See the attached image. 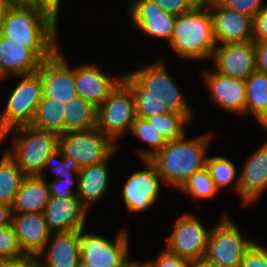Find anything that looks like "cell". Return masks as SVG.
I'll return each mask as SVG.
<instances>
[{"instance_id":"obj_21","label":"cell","mask_w":267,"mask_h":267,"mask_svg":"<svg viewBox=\"0 0 267 267\" xmlns=\"http://www.w3.org/2000/svg\"><path fill=\"white\" fill-rule=\"evenodd\" d=\"M11 224L24 254L42 253L52 233L43 213L12 214Z\"/></svg>"},{"instance_id":"obj_12","label":"cell","mask_w":267,"mask_h":267,"mask_svg":"<svg viewBox=\"0 0 267 267\" xmlns=\"http://www.w3.org/2000/svg\"><path fill=\"white\" fill-rule=\"evenodd\" d=\"M209 233L199 219L183 214L175 221L165 248L189 261L205 258Z\"/></svg>"},{"instance_id":"obj_26","label":"cell","mask_w":267,"mask_h":267,"mask_svg":"<svg viewBox=\"0 0 267 267\" xmlns=\"http://www.w3.org/2000/svg\"><path fill=\"white\" fill-rule=\"evenodd\" d=\"M244 82L246 114L252 113L260 126L267 130V74L256 70Z\"/></svg>"},{"instance_id":"obj_50","label":"cell","mask_w":267,"mask_h":267,"mask_svg":"<svg viewBox=\"0 0 267 267\" xmlns=\"http://www.w3.org/2000/svg\"><path fill=\"white\" fill-rule=\"evenodd\" d=\"M140 267H156L155 263L153 262V260L148 261V262H143L140 263Z\"/></svg>"},{"instance_id":"obj_34","label":"cell","mask_w":267,"mask_h":267,"mask_svg":"<svg viewBox=\"0 0 267 267\" xmlns=\"http://www.w3.org/2000/svg\"><path fill=\"white\" fill-rule=\"evenodd\" d=\"M24 255L12 224L0 226V259L16 258Z\"/></svg>"},{"instance_id":"obj_10","label":"cell","mask_w":267,"mask_h":267,"mask_svg":"<svg viewBox=\"0 0 267 267\" xmlns=\"http://www.w3.org/2000/svg\"><path fill=\"white\" fill-rule=\"evenodd\" d=\"M58 48L56 43H18L0 35V71L6 78L35 73Z\"/></svg>"},{"instance_id":"obj_16","label":"cell","mask_w":267,"mask_h":267,"mask_svg":"<svg viewBox=\"0 0 267 267\" xmlns=\"http://www.w3.org/2000/svg\"><path fill=\"white\" fill-rule=\"evenodd\" d=\"M217 45L253 40V18L208 0Z\"/></svg>"},{"instance_id":"obj_8","label":"cell","mask_w":267,"mask_h":267,"mask_svg":"<svg viewBox=\"0 0 267 267\" xmlns=\"http://www.w3.org/2000/svg\"><path fill=\"white\" fill-rule=\"evenodd\" d=\"M58 148L80 168L107 161L119 149L117 143L96 127L59 134Z\"/></svg>"},{"instance_id":"obj_47","label":"cell","mask_w":267,"mask_h":267,"mask_svg":"<svg viewBox=\"0 0 267 267\" xmlns=\"http://www.w3.org/2000/svg\"><path fill=\"white\" fill-rule=\"evenodd\" d=\"M193 7L201 6L208 3V0H187Z\"/></svg>"},{"instance_id":"obj_53","label":"cell","mask_w":267,"mask_h":267,"mask_svg":"<svg viewBox=\"0 0 267 267\" xmlns=\"http://www.w3.org/2000/svg\"><path fill=\"white\" fill-rule=\"evenodd\" d=\"M6 77L3 75V73L0 71V82L1 80L5 79Z\"/></svg>"},{"instance_id":"obj_1","label":"cell","mask_w":267,"mask_h":267,"mask_svg":"<svg viewBox=\"0 0 267 267\" xmlns=\"http://www.w3.org/2000/svg\"><path fill=\"white\" fill-rule=\"evenodd\" d=\"M165 64L162 59L156 60L123 75V80L133 91L136 117L146 119L170 111L194 113Z\"/></svg>"},{"instance_id":"obj_17","label":"cell","mask_w":267,"mask_h":267,"mask_svg":"<svg viewBox=\"0 0 267 267\" xmlns=\"http://www.w3.org/2000/svg\"><path fill=\"white\" fill-rule=\"evenodd\" d=\"M128 7L131 26L154 39L170 41L177 16L162 11L154 0H132Z\"/></svg>"},{"instance_id":"obj_36","label":"cell","mask_w":267,"mask_h":267,"mask_svg":"<svg viewBox=\"0 0 267 267\" xmlns=\"http://www.w3.org/2000/svg\"><path fill=\"white\" fill-rule=\"evenodd\" d=\"M74 173V174H73ZM74 179L72 176H74ZM76 179V180H75ZM78 172L65 171L63 179H53L52 182H48L50 197L69 198L77 195L78 192ZM77 181L76 190L72 191V184Z\"/></svg>"},{"instance_id":"obj_52","label":"cell","mask_w":267,"mask_h":267,"mask_svg":"<svg viewBox=\"0 0 267 267\" xmlns=\"http://www.w3.org/2000/svg\"><path fill=\"white\" fill-rule=\"evenodd\" d=\"M8 2L27 3L29 0H7Z\"/></svg>"},{"instance_id":"obj_13","label":"cell","mask_w":267,"mask_h":267,"mask_svg":"<svg viewBox=\"0 0 267 267\" xmlns=\"http://www.w3.org/2000/svg\"><path fill=\"white\" fill-rule=\"evenodd\" d=\"M146 170H137L129 175L123 185L122 195L128 211L137 213L146 211L156 204L162 178L156 165L150 160H142Z\"/></svg>"},{"instance_id":"obj_27","label":"cell","mask_w":267,"mask_h":267,"mask_svg":"<svg viewBox=\"0 0 267 267\" xmlns=\"http://www.w3.org/2000/svg\"><path fill=\"white\" fill-rule=\"evenodd\" d=\"M97 126V108L77 95L65 103L64 132L88 130Z\"/></svg>"},{"instance_id":"obj_15","label":"cell","mask_w":267,"mask_h":267,"mask_svg":"<svg viewBox=\"0 0 267 267\" xmlns=\"http://www.w3.org/2000/svg\"><path fill=\"white\" fill-rule=\"evenodd\" d=\"M216 72L245 80L257 70L254 41L225 43L215 47L211 57Z\"/></svg>"},{"instance_id":"obj_23","label":"cell","mask_w":267,"mask_h":267,"mask_svg":"<svg viewBox=\"0 0 267 267\" xmlns=\"http://www.w3.org/2000/svg\"><path fill=\"white\" fill-rule=\"evenodd\" d=\"M79 235L80 230L52 232L38 255L41 267H77L80 260Z\"/></svg>"},{"instance_id":"obj_43","label":"cell","mask_w":267,"mask_h":267,"mask_svg":"<svg viewBox=\"0 0 267 267\" xmlns=\"http://www.w3.org/2000/svg\"><path fill=\"white\" fill-rule=\"evenodd\" d=\"M257 71L267 74V42H254Z\"/></svg>"},{"instance_id":"obj_14","label":"cell","mask_w":267,"mask_h":267,"mask_svg":"<svg viewBox=\"0 0 267 267\" xmlns=\"http://www.w3.org/2000/svg\"><path fill=\"white\" fill-rule=\"evenodd\" d=\"M41 76L43 97L68 103L76 97L74 69L68 66L65 55L58 50L44 60L37 71Z\"/></svg>"},{"instance_id":"obj_42","label":"cell","mask_w":267,"mask_h":267,"mask_svg":"<svg viewBox=\"0 0 267 267\" xmlns=\"http://www.w3.org/2000/svg\"><path fill=\"white\" fill-rule=\"evenodd\" d=\"M0 267H41L39 257L24 254L16 258L0 259Z\"/></svg>"},{"instance_id":"obj_35","label":"cell","mask_w":267,"mask_h":267,"mask_svg":"<svg viewBox=\"0 0 267 267\" xmlns=\"http://www.w3.org/2000/svg\"><path fill=\"white\" fill-rule=\"evenodd\" d=\"M47 168L48 170L51 169L57 176L55 179H63L66 170L69 172H79L81 169L73 158L63 156L59 148L47 158L44 166L45 172Z\"/></svg>"},{"instance_id":"obj_40","label":"cell","mask_w":267,"mask_h":267,"mask_svg":"<svg viewBox=\"0 0 267 267\" xmlns=\"http://www.w3.org/2000/svg\"><path fill=\"white\" fill-rule=\"evenodd\" d=\"M153 262L156 267H188L190 261L166 248Z\"/></svg>"},{"instance_id":"obj_44","label":"cell","mask_w":267,"mask_h":267,"mask_svg":"<svg viewBox=\"0 0 267 267\" xmlns=\"http://www.w3.org/2000/svg\"><path fill=\"white\" fill-rule=\"evenodd\" d=\"M61 2V0H29L27 3L47 10L58 20Z\"/></svg>"},{"instance_id":"obj_31","label":"cell","mask_w":267,"mask_h":267,"mask_svg":"<svg viewBox=\"0 0 267 267\" xmlns=\"http://www.w3.org/2000/svg\"><path fill=\"white\" fill-rule=\"evenodd\" d=\"M131 132L135 137L140 138V140H143L144 143H147L150 146V149H143L139 151V156L142 160L151 159L167 143L160 132H158L154 126H152L149 121L144 118L136 117L134 119Z\"/></svg>"},{"instance_id":"obj_48","label":"cell","mask_w":267,"mask_h":267,"mask_svg":"<svg viewBox=\"0 0 267 267\" xmlns=\"http://www.w3.org/2000/svg\"><path fill=\"white\" fill-rule=\"evenodd\" d=\"M129 259L122 267H140V262Z\"/></svg>"},{"instance_id":"obj_41","label":"cell","mask_w":267,"mask_h":267,"mask_svg":"<svg viewBox=\"0 0 267 267\" xmlns=\"http://www.w3.org/2000/svg\"><path fill=\"white\" fill-rule=\"evenodd\" d=\"M154 2L162 11L175 16H180L193 7L187 0H154Z\"/></svg>"},{"instance_id":"obj_3","label":"cell","mask_w":267,"mask_h":267,"mask_svg":"<svg viewBox=\"0 0 267 267\" xmlns=\"http://www.w3.org/2000/svg\"><path fill=\"white\" fill-rule=\"evenodd\" d=\"M57 21L43 8L9 2L2 14L0 35L18 43H57Z\"/></svg>"},{"instance_id":"obj_7","label":"cell","mask_w":267,"mask_h":267,"mask_svg":"<svg viewBox=\"0 0 267 267\" xmlns=\"http://www.w3.org/2000/svg\"><path fill=\"white\" fill-rule=\"evenodd\" d=\"M255 242L243 236L227 214L210 229L205 258L217 267H240L246 251Z\"/></svg>"},{"instance_id":"obj_33","label":"cell","mask_w":267,"mask_h":267,"mask_svg":"<svg viewBox=\"0 0 267 267\" xmlns=\"http://www.w3.org/2000/svg\"><path fill=\"white\" fill-rule=\"evenodd\" d=\"M180 192L193 197V199H207L214 197L219 191L211 178L207 167L193 173L179 188Z\"/></svg>"},{"instance_id":"obj_25","label":"cell","mask_w":267,"mask_h":267,"mask_svg":"<svg viewBox=\"0 0 267 267\" xmlns=\"http://www.w3.org/2000/svg\"><path fill=\"white\" fill-rule=\"evenodd\" d=\"M110 159L111 157L102 163L82 167L78 172L77 197L87 208L103 199L108 190Z\"/></svg>"},{"instance_id":"obj_22","label":"cell","mask_w":267,"mask_h":267,"mask_svg":"<svg viewBox=\"0 0 267 267\" xmlns=\"http://www.w3.org/2000/svg\"><path fill=\"white\" fill-rule=\"evenodd\" d=\"M242 169L238 196L248 205L258 200L267 187V141L249 156Z\"/></svg>"},{"instance_id":"obj_28","label":"cell","mask_w":267,"mask_h":267,"mask_svg":"<svg viewBox=\"0 0 267 267\" xmlns=\"http://www.w3.org/2000/svg\"><path fill=\"white\" fill-rule=\"evenodd\" d=\"M65 104L54 99L42 98L37 106L31 126L45 131L64 133Z\"/></svg>"},{"instance_id":"obj_24","label":"cell","mask_w":267,"mask_h":267,"mask_svg":"<svg viewBox=\"0 0 267 267\" xmlns=\"http://www.w3.org/2000/svg\"><path fill=\"white\" fill-rule=\"evenodd\" d=\"M45 174L25 176L12 204V214L43 213L50 199Z\"/></svg>"},{"instance_id":"obj_30","label":"cell","mask_w":267,"mask_h":267,"mask_svg":"<svg viewBox=\"0 0 267 267\" xmlns=\"http://www.w3.org/2000/svg\"><path fill=\"white\" fill-rule=\"evenodd\" d=\"M25 175L6 151L0 159V202L12 206Z\"/></svg>"},{"instance_id":"obj_19","label":"cell","mask_w":267,"mask_h":267,"mask_svg":"<svg viewBox=\"0 0 267 267\" xmlns=\"http://www.w3.org/2000/svg\"><path fill=\"white\" fill-rule=\"evenodd\" d=\"M88 208L76 196L50 197L44 217L51 232H67L85 228Z\"/></svg>"},{"instance_id":"obj_6","label":"cell","mask_w":267,"mask_h":267,"mask_svg":"<svg viewBox=\"0 0 267 267\" xmlns=\"http://www.w3.org/2000/svg\"><path fill=\"white\" fill-rule=\"evenodd\" d=\"M18 77L20 82L10 92L5 109L0 111V137L14 127L31 125L37 106L43 98L42 81L38 72Z\"/></svg>"},{"instance_id":"obj_37","label":"cell","mask_w":267,"mask_h":267,"mask_svg":"<svg viewBox=\"0 0 267 267\" xmlns=\"http://www.w3.org/2000/svg\"><path fill=\"white\" fill-rule=\"evenodd\" d=\"M240 267H267V247L255 241L243 256Z\"/></svg>"},{"instance_id":"obj_11","label":"cell","mask_w":267,"mask_h":267,"mask_svg":"<svg viewBox=\"0 0 267 267\" xmlns=\"http://www.w3.org/2000/svg\"><path fill=\"white\" fill-rule=\"evenodd\" d=\"M84 230L81 229L79 235L81 261L95 267H122L130 259L126 230L117 234L115 242L94 233H85Z\"/></svg>"},{"instance_id":"obj_49","label":"cell","mask_w":267,"mask_h":267,"mask_svg":"<svg viewBox=\"0 0 267 267\" xmlns=\"http://www.w3.org/2000/svg\"><path fill=\"white\" fill-rule=\"evenodd\" d=\"M8 3L9 2L7 0H0V26H1V18H2L3 11Z\"/></svg>"},{"instance_id":"obj_38","label":"cell","mask_w":267,"mask_h":267,"mask_svg":"<svg viewBox=\"0 0 267 267\" xmlns=\"http://www.w3.org/2000/svg\"><path fill=\"white\" fill-rule=\"evenodd\" d=\"M217 3L232 9L236 10L240 14L254 16L264 7L262 5L263 0H215Z\"/></svg>"},{"instance_id":"obj_20","label":"cell","mask_w":267,"mask_h":267,"mask_svg":"<svg viewBox=\"0 0 267 267\" xmlns=\"http://www.w3.org/2000/svg\"><path fill=\"white\" fill-rule=\"evenodd\" d=\"M123 79V75L109 77L95 64L74 67V80L77 94L98 108L111 91Z\"/></svg>"},{"instance_id":"obj_29","label":"cell","mask_w":267,"mask_h":267,"mask_svg":"<svg viewBox=\"0 0 267 267\" xmlns=\"http://www.w3.org/2000/svg\"><path fill=\"white\" fill-rule=\"evenodd\" d=\"M194 113L168 112L146 118L154 128L160 132L166 142L184 137L186 127L191 125Z\"/></svg>"},{"instance_id":"obj_46","label":"cell","mask_w":267,"mask_h":267,"mask_svg":"<svg viewBox=\"0 0 267 267\" xmlns=\"http://www.w3.org/2000/svg\"><path fill=\"white\" fill-rule=\"evenodd\" d=\"M188 267H217L206 258L197 259L189 262Z\"/></svg>"},{"instance_id":"obj_51","label":"cell","mask_w":267,"mask_h":267,"mask_svg":"<svg viewBox=\"0 0 267 267\" xmlns=\"http://www.w3.org/2000/svg\"><path fill=\"white\" fill-rule=\"evenodd\" d=\"M77 267H95V266H93L92 264L85 263V262L79 260Z\"/></svg>"},{"instance_id":"obj_9","label":"cell","mask_w":267,"mask_h":267,"mask_svg":"<svg viewBox=\"0 0 267 267\" xmlns=\"http://www.w3.org/2000/svg\"><path fill=\"white\" fill-rule=\"evenodd\" d=\"M135 118L133 91L122 79L97 108L96 128L117 143L126 131H131Z\"/></svg>"},{"instance_id":"obj_4","label":"cell","mask_w":267,"mask_h":267,"mask_svg":"<svg viewBox=\"0 0 267 267\" xmlns=\"http://www.w3.org/2000/svg\"><path fill=\"white\" fill-rule=\"evenodd\" d=\"M183 59H207L217 46L213 35V23L207 4L192 7L177 16L168 45Z\"/></svg>"},{"instance_id":"obj_32","label":"cell","mask_w":267,"mask_h":267,"mask_svg":"<svg viewBox=\"0 0 267 267\" xmlns=\"http://www.w3.org/2000/svg\"><path fill=\"white\" fill-rule=\"evenodd\" d=\"M206 167L210 172L215 187L219 190L231 184L233 180L234 189L238 192L239 182L236 178L237 170L235 164L225 156H211L206 159ZM237 179V180H236Z\"/></svg>"},{"instance_id":"obj_18","label":"cell","mask_w":267,"mask_h":267,"mask_svg":"<svg viewBox=\"0 0 267 267\" xmlns=\"http://www.w3.org/2000/svg\"><path fill=\"white\" fill-rule=\"evenodd\" d=\"M204 72V82L210 92L213 105L227 112L246 114V87L242 79L222 75L215 70Z\"/></svg>"},{"instance_id":"obj_45","label":"cell","mask_w":267,"mask_h":267,"mask_svg":"<svg viewBox=\"0 0 267 267\" xmlns=\"http://www.w3.org/2000/svg\"><path fill=\"white\" fill-rule=\"evenodd\" d=\"M12 207L8 204L0 202V226H7L11 224Z\"/></svg>"},{"instance_id":"obj_2","label":"cell","mask_w":267,"mask_h":267,"mask_svg":"<svg viewBox=\"0 0 267 267\" xmlns=\"http://www.w3.org/2000/svg\"><path fill=\"white\" fill-rule=\"evenodd\" d=\"M211 135L203 134L167 142L150 160L156 165L164 185L179 189L196 171L206 167V154Z\"/></svg>"},{"instance_id":"obj_39","label":"cell","mask_w":267,"mask_h":267,"mask_svg":"<svg viewBox=\"0 0 267 267\" xmlns=\"http://www.w3.org/2000/svg\"><path fill=\"white\" fill-rule=\"evenodd\" d=\"M253 41L267 42V5L253 18Z\"/></svg>"},{"instance_id":"obj_5","label":"cell","mask_w":267,"mask_h":267,"mask_svg":"<svg viewBox=\"0 0 267 267\" xmlns=\"http://www.w3.org/2000/svg\"><path fill=\"white\" fill-rule=\"evenodd\" d=\"M10 133L15 134L13 145L6 151L15 160L23 174L25 176L44 175L47 158L58 149L59 134L36 129L31 125H22L4 133L1 136V143Z\"/></svg>"}]
</instances>
